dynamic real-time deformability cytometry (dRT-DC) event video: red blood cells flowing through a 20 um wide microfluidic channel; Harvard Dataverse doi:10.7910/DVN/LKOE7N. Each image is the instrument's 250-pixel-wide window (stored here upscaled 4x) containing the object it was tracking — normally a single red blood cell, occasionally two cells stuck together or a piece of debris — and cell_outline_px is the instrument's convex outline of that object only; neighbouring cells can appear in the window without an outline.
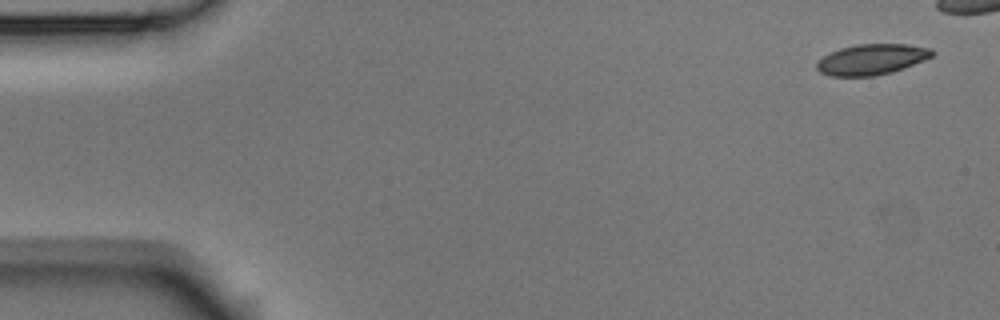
{"species": "Egyptian fruit bat (a non-hibernating species)", "species_latin": "Rousettus aegyptiacus", "temperature_condition": "room temperature", "stored_images_in_passage": 7, "segment_of_instrument_passage": [1, 2], "camera_frame_rate_fps": 3000, "um_per_image_px": 0.085, "animal": {"sex": "male"}, "frame": {"image": 1, "passage_image": 1, "time_ms": 0.0, "image_size_px": [1000, 320], "cell_outline_px": [[936, 52], [932, 56], [924, 60], [904, 68], [892, 72], [876, 76], [828, 76], [820, 72], [816, 68], [816, 64], [824, 56], [840, 48], [856, 44], [908, 44], [932, 48]], "centroid_in_image_um": [74.12, 5.05], "position_along_channel_um": 10.9, "area_um2": 20.69}}
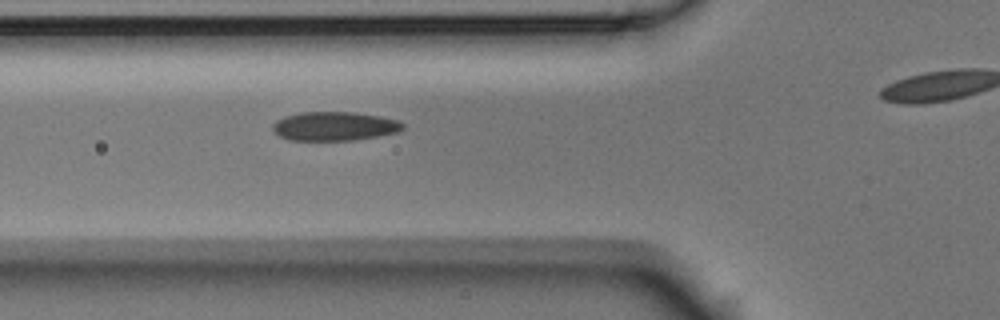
{"frame": {"image": 2, "passage_image": 6, "time_ms": 1.667, "image_size_px": [1000, 320], "cell_outline_px": [[404, 128], [396, 132], [376, 136], [352, 140], [288, 140], [280, 136], [272, 128], [272, 124], [276, 120], [284, 116], [300, 112], [352, 112], [380, 116], [400, 120], [404, 124]], "centroid_in_image_um": [28.41, 10.72], "position_along_channel_um": 97.4, "area_um2": 21.91}}